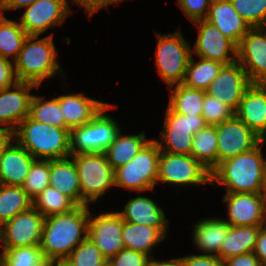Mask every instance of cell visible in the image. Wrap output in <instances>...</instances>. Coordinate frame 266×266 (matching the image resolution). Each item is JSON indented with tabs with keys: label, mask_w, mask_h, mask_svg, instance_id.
Instances as JSON below:
<instances>
[{
	"label": "cell",
	"mask_w": 266,
	"mask_h": 266,
	"mask_svg": "<svg viewBox=\"0 0 266 266\" xmlns=\"http://www.w3.org/2000/svg\"><path fill=\"white\" fill-rule=\"evenodd\" d=\"M47 266H66L64 263H48Z\"/></svg>",
	"instance_id": "db71d44e"
},
{
	"label": "cell",
	"mask_w": 266,
	"mask_h": 266,
	"mask_svg": "<svg viewBox=\"0 0 266 266\" xmlns=\"http://www.w3.org/2000/svg\"><path fill=\"white\" fill-rule=\"evenodd\" d=\"M57 99L68 130L89 123L109 104L89 98L84 92L59 95Z\"/></svg>",
	"instance_id": "44dd1931"
},
{
	"label": "cell",
	"mask_w": 266,
	"mask_h": 266,
	"mask_svg": "<svg viewBox=\"0 0 266 266\" xmlns=\"http://www.w3.org/2000/svg\"><path fill=\"white\" fill-rule=\"evenodd\" d=\"M224 263L225 266H262L253 252L230 257Z\"/></svg>",
	"instance_id": "7dc6e473"
},
{
	"label": "cell",
	"mask_w": 266,
	"mask_h": 266,
	"mask_svg": "<svg viewBox=\"0 0 266 266\" xmlns=\"http://www.w3.org/2000/svg\"><path fill=\"white\" fill-rule=\"evenodd\" d=\"M260 194L266 200V168H265L264 177H263V180H262V187H261Z\"/></svg>",
	"instance_id": "f5cc1de1"
},
{
	"label": "cell",
	"mask_w": 266,
	"mask_h": 266,
	"mask_svg": "<svg viewBox=\"0 0 266 266\" xmlns=\"http://www.w3.org/2000/svg\"><path fill=\"white\" fill-rule=\"evenodd\" d=\"M170 98L168 106L181 115H202V104L206 91L186 87L184 84L168 88Z\"/></svg>",
	"instance_id": "4dcf8cb0"
},
{
	"label": "cell",
	"mask_w": 266,
	"mask_h": 266,
	"mask_svg": "<svg viewBox=\"0 0 266 266\" xmlns=\"http://www.w3.org/2000/svg\"><path fill=\"white\" fill-rule=\"evenodd\" d=\"M35 160L14 140L0 157V184L22 186Z\"/></svg>",
	"instance_id": "cb8c5ba5"
},
{
	"label": "cell",
	"mask_w": 266,
	"mask_h": 266,
	"mask_svg": "<svg viewBox=\"0 0 266 266\" xmlns=\"http://www.w3.org/2000/svg\"><path fill=\"white\" fill-rule=\"evenodd\" d=\"M33 207V201L21 186L0 184V223Z\"/></svg>",
	"instance_id": "d6a6232c"
},
{
	"label": "cell",
	"mask_w": 266,
	"mask_h": 266,
	"mask_svg": "<svg viewBox=\"0 0 266 266\" xmlns=\"http://www.w3.org/2000/svg\"><path fill=\"white\" fill-rule=\"evenodd\" d=\"M66 266H105L108 261L88 237L62 262Z\"/></svg>",
	"instance_id": "74e56055"
},
{
	"label": "cell",
	"mask_w": 266,
	"mask_h": 266,
	"mask_svg": "<svg viewBox=\"0 0 266 266\" xmlns=\"http://www.w3.org/2000/svg\"><path fill=\"white\" fill-rule=\"evenodd\" d=\"M114 108L109 103L89 123L70 130L71 154L104 153L122 131L117 121L106 114Z\"/></svg>",
	"instance_id": "ba28073f"
},
{
	"label": "cell",
	"mask_w": 266,
	"mask_h": 266,
	"mask_svg": "<svg viewBox=\"0 0 266 266\" xmlns=\"http://www.w3.org/2000/svg\"><path fill=\"white\" fill-rule=\"evenodd\" d=\"M237 61L251 83L266 82V30L251 27L237 45Z\"/></svg>",
	"instance_id": "2e32d148"
},
{
	"label": "cell",
	"mask_w": 266,
	"mask_h": 266,
	"mask_svg": "<svg viewBox=\"0 0 266 266\" xmlns=\"http://www.w3.org/2000/svg\"><path fill=\"white\" fill-rule=\"evenodd\" d=\"M193 243L199 249L201 255L217 256L221 246L228 236L231 225L224 218L212 217L198 220L193 224Z\"/></svg>",
	"instance_id": "d4e9b609"
},
{
	"label": "cell",
	"mask_w": 266,
	"mask_h": 266,
	"mask_svg": "<svg viewBox=\"0 0 266 266\" xmlns=\"http://www.w3.org/2000/svg\"><path fill=\"white\" fill-rule=\"evenodd\" d=\"M151 140L146 138L143 131L133 135H124L120 131L115 140L104 151V154L115 170L131 161Z\"/></svg>",
	"instance_id": "83f0119b"
},
{
	"label": "cell",
	"mask_w": 266,
	"mask_h": 266,
	"mask_svg": "<svg viewBox=\"0 0 266 266\" xmlns=\"http://www.w3.org/2000/svg\"><path fill=\"white\" fill-rule=\"evenodd\" d=\"M151 258L145 253L123 248L110 260V266H150Z\"/></svg>",
	"instance_id": "b9f144b4"
},
{
	"label": "cell",
	"mask_w": 266,
	"mask_h": 266,
	"mask_svg": "<svg viewBox=\"0 0 266 266\" xmlns=\"http://www.w3.org/2000/svg\"><path fill=\"white\" fill-rule=\"evenodd\" d=\"M262 227L264 226H231L217 256L224 261L233 256L253 252Z\"/></svg>",
	"instance_id": "f1b7e54d"
},
{
	"label": "cell",
	"mask_w": 266,
	"mask_h": 266,
	"mask_svg": "<svg viewBox=\"0 0 266 266\" xmlns=\"http://www.w3.org/2000/svg\"><path fill=\"white\" fill-rule=\"evenodd\" d=\"M122 0H72L73 5L77 4L84 8L89 17L100 11L101 8L108 7L110 4L120 3Z\"/></svg>",
	"instance_id": "bcb514c9"
},
{
	"label": "cell",
	"mask_w": 266,
	"mask_h": 266,
	"mask_svg": "<svg viewBox=\"0 0 266 266\" xmlns=\"http://www.w3.org/2000/svg\"><path fill=\"white\" fill-rule=\"evenodd\" d=\"M236 12L250 27H263L266 23V0H230Z\"/></svg>",
	"instance_id": "ab89813d"
},
{
	"label": "cell",
	"mask_w": 266,
	"mask_h": 266,
	"mask_svg": "<svg viewBox=\"0 0 266 266\" xmlns=\"http://www.w3.org/2000/svg\"><path fill=\"white\" fill-rule=\"evenodd\" d=\"M20 17L19 24L27 35H41L56 26H61L72 13L68 0H37Z\"/></svg>",
	"instance_id": "7c38bea8"
},
{
	"label": "cell",
	"mask_w": 266,
	"mask_h": 266,
	"mask_svg": "<svg viewBox=\"0 0 266 266\" xmlns=\"http://www.w3.org/2000/svg\"><path fill=\"white\" fill-rule=\"evenodd\" d=\"M156 34L155 65L158 74L168 88L182 84L192 56L190 44L183 37L181 30L171 34Z\"/></svg>",
	"instance_id": "5b68a950"
},
{
	"label": "cell",
	"mask_w": 266,
	"mask_h": 266,
	"mask_svg": "<svg viewBox=\"0 0 266 266\" xmlns=\"http://www.w3.org/2000/svg\"><path fill=\"white\" fill-rule=\"evenodd\" d=\"M171 186L211 185V171L192 155L160 152L158 180Z\"/></svg>",
	"instance_id": "30bf717a"
},
{
	"label": "cell",
	"mask_w": 266,
	"mask_h": 266,
	"mask_svg": "<svg viewBox=\"0 0 266 266\" xmlns=\"http://www.w3.org/2000/svg\"><path fill=\"white\" fill-rule=\"evenodd\" d=\"M206 20L214 24L236 45L251 28L236 12L230 0H212Z\"/></svg>",
	"instance_id": "603a6c76"
},
{
	"label": "cell",
	"mask_w": 266,
	"mask_h": 266,
	"mask_svg": "<svg viewBox=\"0 0 266 266\" xmlns=\"http://www.w3.org/2000/svg\"><path fill=\"white\" fill-rule=\"evenodd\" d=\"M264 227L266 228V206H265V222H264Z\"/></svg>",
	"instance_id": "9f6ffc18"
},
{
	"label": "cell",
	"mask_w": 266,
	"mask_h": 266,
	"mask_svg": "<svg viewBox=\"0 0 266 266\" xmlns=\"http://www.w3.org/2000/svg\"><path fill=\"white\" fill-rule=\"evenodd\" d=\"M253 253L262 266H266V228L262 227L258 233Z\"/></svg>",
	"instance_id": "c3c4849f"
},
{
	"label": "cell",
	"mask_w": 266,
	"mask_h": 266,
	"mask_svg": "<svg viewBox=\"0 0 266 266\" xmlns=\"http://www.w3.org/2000/svg\"><path fill=\"white\" fill-rule=\"evenodd\" d=\"M212 0H177L185 16L191 21L206 19Z\"/></svg>",
	"instance_id": "7bdbcfd3"
},
{
	"label": "cell",
	"mask_w": 266,
	"mask_h": 266,
	"mask_svg": "<svg viewBox=\"0 0 266 266\" xmlns=\"http://www.w3.org/2000/svg\"><path fill=\"white\" fill-rule=\"evenodd\" d=\"M14 140L13 130L6 127L0 128V157Z\"/></svg>",
	"instance_id": "f907efd6"
},
{
	"label": "cell",
	"mask_w": 266,
	"mask_h": 266,
	"mask_svg": "<svg viewBox=\"0 0 266 266\" xmlns=\"http://www.w3.org/2000/svg\"><path fill=\"white\" fill-rule=\"evenodd\" d=\"M206 125L202 115H181L168 106L160 141L155 140L163 152L191 155L194 134Z\"/></svg>",
	"instance_id": "9c48e42d"
},
{
	"label": "cell",
	"mask_w": 266,
	"mask_h": 266,
	"mask_svg": "<svg viewBox=\"0 0 266 266\" xmlns=\"http://www.w3.org/2000/svg\"><path fill=\"white\" fill-rule=\"evenodd\" d=\"M17 81L13 61L0 56V90L14 85Z\"/></svg>",
	"instance_id": "f6af8a7d"
},
{
	"label": "cell",
	"mask_w": 266,
	"mask_h": 266,
	"mask_svg": "<svg viewBox=\"0 0 266 266\" xmlns=\"http://www.w3.org/2000/svg\"><path fill=\"white\" fill-rule=\"evenodd\" d=\"M32 201L33 207L44 217L69 213L77 207L69 197L50 185Z\"/></svg>",
	"instance_id": "e575fe53"
},
{
	"label": "cell",
	"mask_w": 266,
	"mask_h": 266,
	"mask_svg": "<svg viewBox=\"0 0 266 266\" xmlns=\"http://www.w3.org/2000/svg\"><path fill=\"white\" fill-rule=\"evenodd\" d=\"M235 115L262 140H266V86L252 83L244 92Z\"/></svg>",
	"instance_id": "ffe728a7"
},
{
	"label": "cell",
	"mask_w": 266,
	"mask_h": 266,
	"mask_svg": "<svg viewBox=\"0 0 266 266\" xmlns=\"http://www.w3.org/2000/svg\"><path fill=\"white\" fill-rule=\"evenodd\" d=\"M92 216L89 208L87 237L94 242L108 261L124 248L121 235L124 219L118 211Z\"/></svg>",
	"instance_id": "9a60e30c"
},
{
	"label": "cell",
	"mask_w": 266,
	"mask_h": 266,
	"mask_svg": "<svg viewBox=\"0 0 266 266\" xmlns=\"http://www.w3.org/2000/svg\"><path fill=\"white\" fill-rule=\"evenodd\" d=\"M89 205L77 206L69 213L45 217L39 244L48 263H62L87 238Z\"/></svg>",
	"instance_id": "6da1fadb"
},
{
	"label": "cell",
	"mask_w": 266,
	"mask_h": 266,
	"mask_svg": "<svg viewBox=\"0 0 266 266\" xmlns=\"http://www.w3.org/2000/svg\"><path fill=\"white\" fill-rule=\"evenodd\" d=\"M160 152L156 140L152 139L131 161L114 170L115 187L134 190L137 193L153 191L158 180Z\"/></svg>",
	"instance_id": "52a82bcc"
},
{
	"label": "cell",
	"mask_w": 266,
	"mask_h": 266,
	"mask_svg": "<svg viewBox=\"0 0 266 266\" xmlns=\"http://www.w3.org/2000/svg\"><path fill=\"white\" fill-rule=\"evenodd\" d=\"M2 225H1V223H0V243H1V241H2Z\"/></svg>",
	"instance_id": "11a10c76"
},
{
	"label": "cell",
	"mask_w": 266,
	"mask_h": 266,
	"mask_svg": "<svg viewBox=\"0 0 266 266\" xmlns=\"http://www.w3.org/2000/svg\"><path fill=\"white\" fill-rule=\"evenodd\" d=\"M183 266H225L224 261L212 255H186L181 257Z\"/></svg>",
	"instance_id": "ee69618b"
},
{
	"label": "cell",
	"mask_w": 266,
	"mask_h": 266,
	"mask_svg": "<svg viewBox=\"0 0 266 266\" xmlns=\"http://www.w3.org/2000/svg\"><path fill=\"white\" fill-rule=\"evenodd\" d=\"M228 220L231 226H264L266 200L260 193H225Z\"/></svg>",
	"instance_id": "ac0fdd59"
},
{
	"label": "cell",
	"mask_w": 266,
	"mask_h": 266,
	"mask_svg": "<svg viewBox=\"0 0 266 266\" xmlns=\"http://www.w3.org/2000/svg\"><path fill=\"white\" fill-rule=\"evenodd\" d=\"M198 36L192 54L228 65L237 61V45L206 19L193 22ZM194 52V53H193ZM231 54V55H230Z\"/></svg>",
	"instance_id": "8fae6325"
},
{
	"label": "cell",
	"mask_w": 266,
	"mask_h": 266,
	"mask_svg": "<svg viewBox=\"0 0 266 266\" xmlns=\"http://www.w3.org/2000/svg\"><path fill=\"white\" fill-rule=\"evenodd\" d=\"M27 33L19 22L0 14V56L15 61L20 53ZM13 58V59H12Z\"/></svg>",
	"instance_id": "836d02e7"
},
{
	"label": "cell",
	"mask_w": 266,
	"mask_h": 266,
	"mask_svg": "<svg viewBox=\"0 0 266 266\" xmlns=\"http://www.w3.org/2000/svg\"><path fill=\"white\" fill-rule=\"evenodd\" d=\"M13 63L18 81L30 82L38 87L45 79L53 78L58 73L65 75L57 61L53 34L41 39L39 35H28Z\"/></svg>",
	"instance_id": "3957f363"
},
{
	"label": "cell",
	"mask_w": 266,
	"mask_h": 266,
	"mask_svg": "<svg viewBox=\"0 0 266 266\" xmlns=\"http://www.w3.org/2000/svg\"><path fill=\"white\" fill-rule=\"evenodd\" d=\"M150 265L151 266H183L181 257L172 258L170 260L167 259L164 261L163 260L157 261L151 258Z\"/></svg>",
	"instance_id": "816d5d0a"
},
{
	"label": "cell",
	"mask_w": 266,
	"mask_h": 266,
	"mask_svg": "<svg viewBox=\"0 0 266 266\" xmlns=\"http://www.w3.org/2000/svg\"><path fill=\"white\" fill-rule=\"evenodd\" d=\"M137 194V197L129 199L124 209L118 213L124 221L151 226L159 229L167 237L169 220L163 209L153 199L141 196L139 192Z\"/></svg>",
	"instance_id": "7402d4cb"
},
{
	"label": "cell",
	"mask_w": 266,
	"mask_h": 266,
	"mask_svg": "<svg viewBox=\"0 0 266 266\" xmlns=\"http://www.w3.org/2000/svg\"><path fill=\"white\" fill-rule=\"evenodd\" d=\"M50 183V160L36 159L21 186L33 200Z\"/></svg>",
	"instance_id": "f35d334b"
},
{
	"label": "cell",
	"mask_w": 266,
	"mask_h": 266,
	"mask_svg": "<svg viewBox=\"0 0 266 266\" xmlns=\"http://www.w3.org/2000/svg\"><path fill=\"white\" fill-rule=\"evenodd\" d=\"M263 142L219 163L211 171V185L224 186L226 193H260L266 168L261 149Z\"/></svg>",
	"instance_id": "7a4b0ae2"
},
{
	"label": "cell",
	"mask_w": 266,
	"mask_h": 266,
	"mask_svg": "<svg viewBox=\"0 0 266 266\" xmlns=\"http://www.w3.org/2000/svg\"><path fill=\"white\" fill-rule=\"evenodd\" d=\"M15 141L35 159L70 157V130L40 123L27 116L14 131Z\"/></svg>",
	"instance_id": "277c9868"
},
{
	"label": "cell",
	"mask_w": 266,
	"mask_h": 266,
	"mask_svg": "<svg viewBox=\"0 0 266 266\" xmlns=\"http://www.w3.org/2000/svg\"><path fill=\"white\" fill-rule=\"evenodd\" d=\"M251 84L245 69L238 61H235L222 66L206 93L236 112L244 92Z\"/></svg>",
	"instance_id": "e0dca14e"
},
{
	"label": "cell",
	"mask_w": 266,
	"mask_h": 266,
	"mask_svg": "<svg viewBox=\"0 0 266 266\" xmlns=\"http://www.w3.org/2000/svg\"><path fill=\"white\" fill-rule=\"evenodd\" d=\"M235 112L217 98L205 93L202 116L207 125H217L232 118Z\"/></svg>",
	"instance_id": "60d3db41"
},
{
	"label": "cell",
	"mask_w": 266,
	"mask_h": 266,
	"mask_svg": "<svg viewBox=\"0 0 266 266\" xmlns=\"http://www.w3.org/2000/svg\"><path fill=\"white\" fill-rule=\"evenodd\" d=\"M121 235L124 248L145 253L150 258L153 257V248L166 238L159 229L127 221L123 223Z\"/></svg>",
	"instance_id": "4316f807"
},
{
	"label": "cell",
	"mask_w": 266,
	"mask_h": 266,
	"mask_svg": "<svg viewBox=\"0 0 266 266\" xmlns=\"http://www.w3.org/2000/svg\"><path fill=\"white\" fill-rule=\"evenodd\" d=\"M216 125H206L194 134L191 155L212 171L218 165Z\"/></svg>",
	"instance_id": "f546056e"
},
{
	"label": "cell",
	"mask_w": 266,
	"mask_h": 266,
	"mask_svg": "<svg viewBox=\"0 0 266 266\" xmlns=\"http://www.w3.org/2000/svg\"><path fill=\"white\" fill-rule=\"evenodd\" d=\"M218 164L256 147L262 139L236 115L216 125Z\"/></svg>",
	"instance_id": "5bb4252c"
},
{
	"label": "cell",
	"mask_w": 266,
	"mask_h": 266,
	"mask_svg": "<svg viewBox=\"0 0 266 266\" xmlns=\"http://www.w3.org/2000/svg\"><path fill=\"white\" fill-rule=\"evenodd\" d=\"M50 186L81 206V188L78 171L71 157L50 160Z\"/></svg>",
	"instance_id": "484cf974"
},
{
	"label": "cell",
	"mask_w": 266,
	"mask_h": 266,
	"mask_svg": "<svg viewBox=\"0 0 266 266\" xmlns=\"http://www.w3.org/2000/svg\"><path fill=\"white\" fill-rule=\"evenodd\" d=\"M29 117L40 123L66 128L57 97L45 100L44 97L33 94L30 101Z\"/></svg>",
	"instance_id": "d590c367"
},
{
	"label": "cell",
	"mask_w": 266,
	"mask_h": 266,
	"mask_svg": "<svg viewBox=\"0 0 266 266\" xmlns=\"http://www.w3.org/2000/svg\"><path fill=\"white\" fill-rule=\"evenodd\" d=\"M1 266H47L39 246L1 248Z\"/></svg>",
	"instance_id": "8d00e7d4"
},
{
	"label": "cell",
	"mask_w": 266,
	"mask_h": 266,
	"mask_svg": "<svg viewBox=\"0 0 266 266\" xmlns=\"http://www.w3.org/2000/svg\"><path fill=\"white\" fill-rule=\"evenodd\" d=\"M38 89L36 84L17 81L14 85L0 90V127L13 131L27 116H29L32 89Z\"/></svg>",
	"instance_id": "d6986e66"
},
{
	"label": "cell",
	"mask_w": 266,
	"mask_h": 266,
	"mask_svg": "<svg viewBox=\"0 0 266 266\" xmlns=\"http://www.w3.org/2000/svg\"><path fill=\"white\" fill-rule=\"evenodd\" d=\"M198 58L200 59L195 61L192 54L182 84L189 88L206 91L224 64L201 57Z\"/></svg>",
	"instance_id": "1f68e13d"
},
{
	"label": "cell",
	"mask_w": 266,
	"mask_h": 266,
	"mask_svg": "<svg viewBox=\"0 0 266 266\" xmlns=\"http://www.w3.org/2000/svg\"><path fill=\"white\" fill-rule=\"evenodd\" d=\"M74 160L81 188V206L95 203L115 186L114 169L104 153L71 154Z\"/></svg>",
	"instance_id": "8992f818"
},
{
	"label": "cell",
	"mask_w": 266,
	"mask_h": 266,
	"mask_svg": "<svg viewBox=\"0 0 266 266\" xmlns=\"http://www.w3.org/2000/svg\"><path fill=\"white\" fill-rule=\"evenodd\" d=\"M45 217L34 207L2 224V248L39 246Z\"/></svg>",
	"instance_id": "4fadbf2b"
},
{
	"label": "cell",
	"mask_w": 266,
	"mask_h": 266,
	"mask_svg": "<svg viewBox=\"0 0 266 266\" xmlns=\"http://www.w3.org/2000/svg\"><path fill=\"white\" fill-rule=\"evenodd\" d=\"M37 0H0V14L7 10H18L30 6Z\"/></svg>",
	"instance_id": "681fc988"
}]
</instances>
